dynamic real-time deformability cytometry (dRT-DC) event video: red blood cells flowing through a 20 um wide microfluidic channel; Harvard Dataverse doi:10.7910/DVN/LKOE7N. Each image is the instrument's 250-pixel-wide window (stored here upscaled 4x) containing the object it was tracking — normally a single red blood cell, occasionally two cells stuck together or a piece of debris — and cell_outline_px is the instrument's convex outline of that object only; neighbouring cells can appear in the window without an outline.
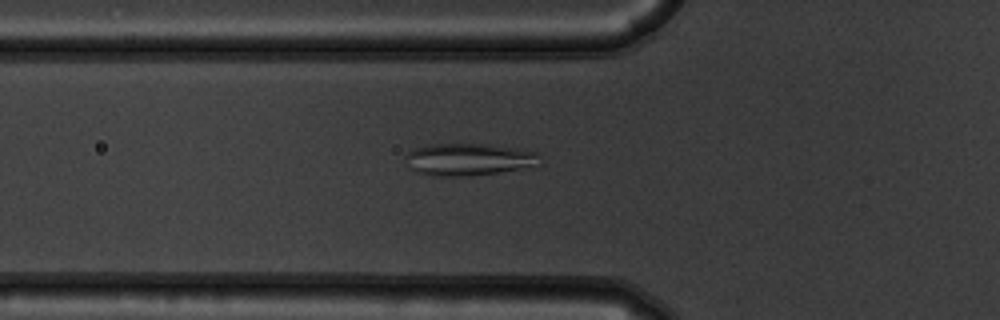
{"species": "common noctule bat (a hibernating species)", "species_latin": "Nyctalus noctula", "temperature_condition": "warm", "stored_images_in_passage": 43, "camera_frame_rate_fps": 3000, "um_per_image_px": 0.085, "animal": {"sex": "male", "body_mass_g": 19.5, "forearm_length_mm": 54.6}, "frame": {"image": 1, "passage_image": 8, "time_ms": 2.333, "image_size_px": [1000, 320], "cell_outline_px": [[536, 156], [532, 168], [468, 176], [432, 176], [416, 172], [408, 168], [404, 156], [412, 148], [428, 144], [484, 144], [512, 148], [536, 152]], "centroid_in_image_um": [39.7, 13.56], "position_along_channel_um": 86.1, "area_um2": 25.14}}
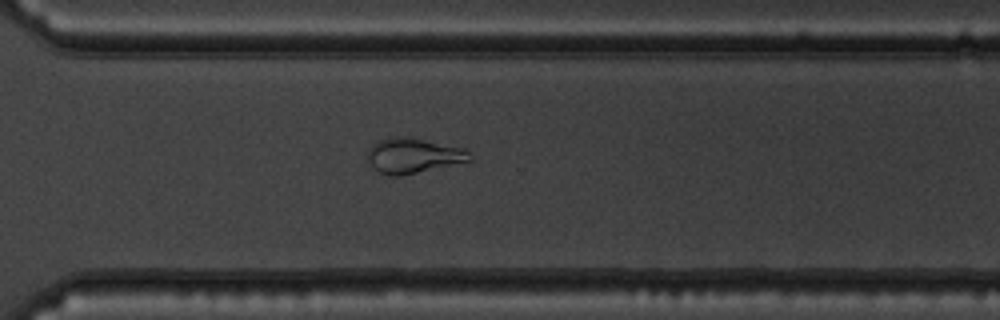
{"frame": {"image": 2, "passage_image": 28, "time_ms": 9.0, "image_size_px": [1000, 320], "cell_outline_px": [[472, 160], [400, 176], [388, 176], [372, 168], [368, 160], [368, 148], [376, 140], [388, 136], [408, 136], [464, 148], [472, 156]], "centroid_in_image_um": [35.07, 13.21], "position_along_channel_um": 335.5, "area_um2": 21.1}}
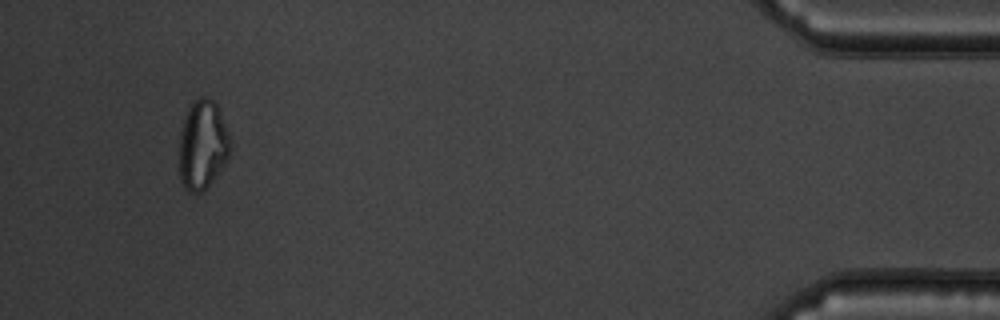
{"frame": {"image": 3, "passage_image": 40, "time_ms": 13.0, "image_size_px": [1000, 320], "cell_outline_px": [[228, 156], [204, 192], [188, 192], [184, 188], [180, 180], [180, 132], [184, 116], [192, 100], [200, 96], [204, 96], [212, 100], [216, 104], [220, 112], [228, 136]], "centroid_in_image_um": [17.16, 12.3], "position_along_channel_um": 418.0, "area_um2": 26.01}}